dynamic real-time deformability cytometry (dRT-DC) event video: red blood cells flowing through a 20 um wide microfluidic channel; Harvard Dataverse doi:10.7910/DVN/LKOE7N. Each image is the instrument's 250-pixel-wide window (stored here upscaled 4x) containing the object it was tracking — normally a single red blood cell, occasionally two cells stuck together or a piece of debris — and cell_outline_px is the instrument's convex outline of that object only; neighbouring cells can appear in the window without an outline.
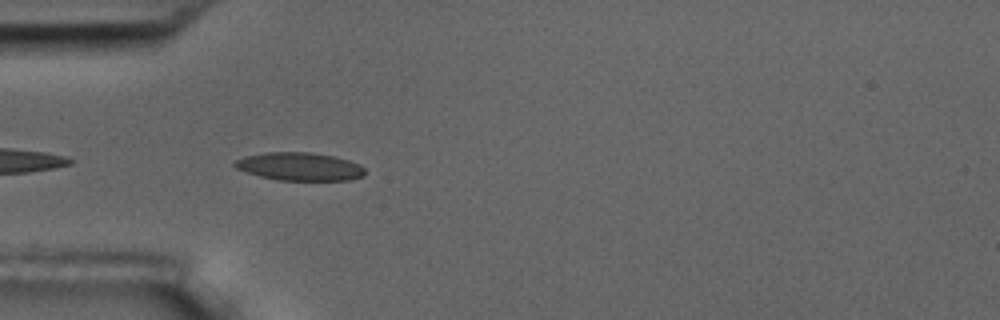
{"species": "common noctule bat (a hibernating species)", "species_latin": "Nyctalus noctula", "temperature_condition": "room temperature", "stored_images_in_passage": 4, "camera_frame_rate_fps": 3000, "um_per_image_px": 0.085, "animal": {"sex": "male", "body_mass_g": 17.5, "forearm_length_mm": 52.3}, "frame": {"image": 1, "passage_image": 3, "time_ms": 2.333, "image_size_px": [1000, 320], "cell_outline_px": [[364, 176], [348, 180], [276, 180], [260, 176], [236, 168], [232, 164], [236, 160], [244, 156], [268, 152], [308, 152], [336, 156], [360, 164], [364, 168]], "centroid_in_image_um": [25.48, 14.15], "position_along_channel_um": 59.5, "area_um2": 21.27}}